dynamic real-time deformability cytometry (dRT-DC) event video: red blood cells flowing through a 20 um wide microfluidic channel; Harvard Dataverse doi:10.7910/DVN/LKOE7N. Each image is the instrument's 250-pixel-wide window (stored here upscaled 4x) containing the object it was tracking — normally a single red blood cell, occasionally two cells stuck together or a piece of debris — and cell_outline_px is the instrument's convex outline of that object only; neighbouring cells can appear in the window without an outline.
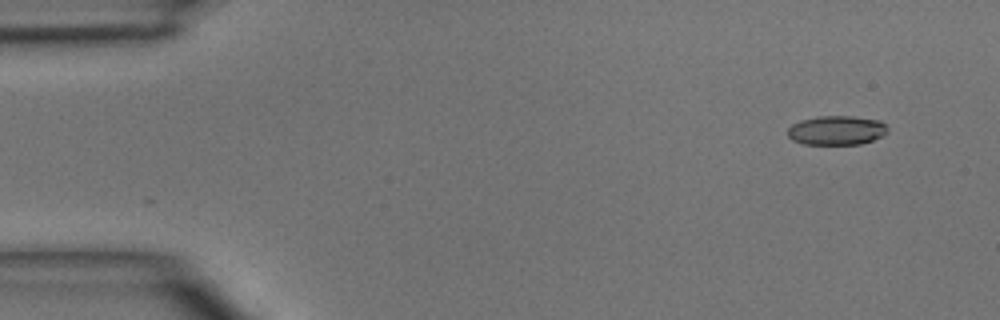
{"species": "common noctule bat (a hibernating species)", "species_latin": "Nyctalus noctula", "temperature_condition": "room temperature", "stored_images_in_passage": 4, "camera_frame_rate_fps": 3000, "um_per_image_px": 0.085, "animal": {"sex": "male", "body_mass_g": 15.6}, "frame": {"image": 1, "passage_image": 1, "time_ms": 0.0, "image_size_px": [1000, 320], "cell_outline_px": [[888, 132], [872, 140], [860, 144], [804, 144], [792, 140], [788, 136], [788, 128], [792, 124], [800, 120], [816, 116], [852, 116], [880, 120], [888, 128]], "centroid_in_image_um": [71.09, 11.07], "position_along_channel_um": 13.9, "area_um2": 17.05}}
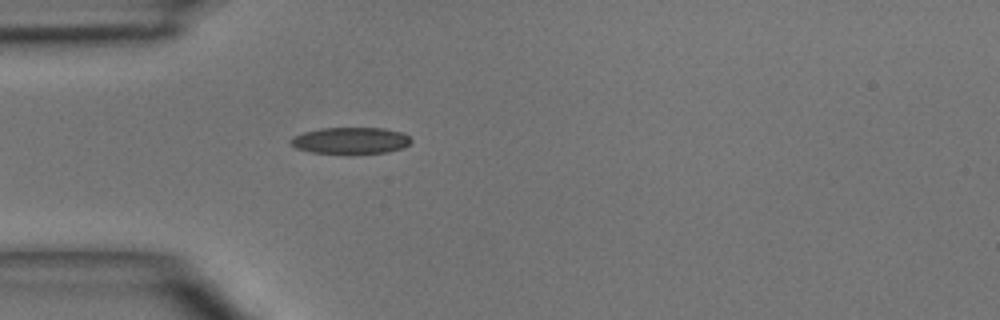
{"frame": {"image": 2, "passage_image": 4, "time_ms": 3.333, "image_size_px": [1000, 320], "cell_outline_px": [[412, 140], [404, 148], [388, 152], [348, 156], [344, 156], [312, 152], [296, 148], [288, 144], [288, 140], [292, 136], [304, 132], [320, 128], [384, 128], [400, 132], [408, 136]], "centroid_in_image_um": [29.75, 11.99], "position_along_channel_um": 55.3, "area_um2": 19.48}}